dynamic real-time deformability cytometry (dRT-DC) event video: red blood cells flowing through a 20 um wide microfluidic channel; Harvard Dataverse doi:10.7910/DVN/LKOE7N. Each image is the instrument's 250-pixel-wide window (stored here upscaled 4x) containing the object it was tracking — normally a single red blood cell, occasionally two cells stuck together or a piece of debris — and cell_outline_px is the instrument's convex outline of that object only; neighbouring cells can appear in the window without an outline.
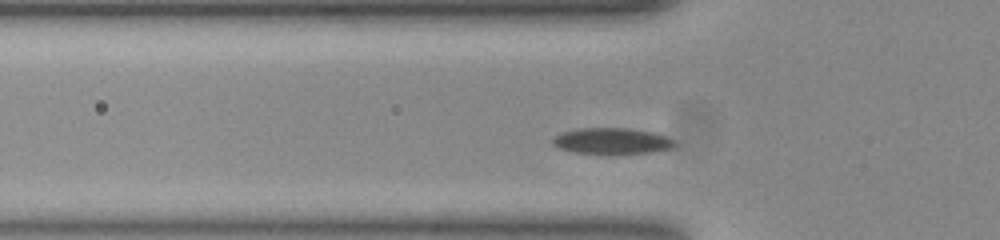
{"species": "common noctule bat (a hibernating species)", "species_latin": "Nyctalus noctula", "temperature_condition": "room temperature", "stored_images_in_passage": 45, "camera_frame_rate_fps": 3000, "um_per_image_px": 0.085, "animal": {"sex": "female", "body_mass_g": 23.0, "forearm_length_mm": 53.4}, "frame": {"image": 1, "passage_image": 7, "time_ms": 2.0, "image_size_px": [1000, 240], "cell_outline_px": [[676, 144], [672, 148], [652, 152], [616, 156], [608, 156], [576, 152], [560, 148], [552, 144], [552, 140], [560, 132], [576, 128], [628, 128], [652, 132], [664, 136], [672, 140]], "centroid_in_image_um": [51.99, 12.02], "position_along_channel_um": 73.8, "area_um2": 19.13}}
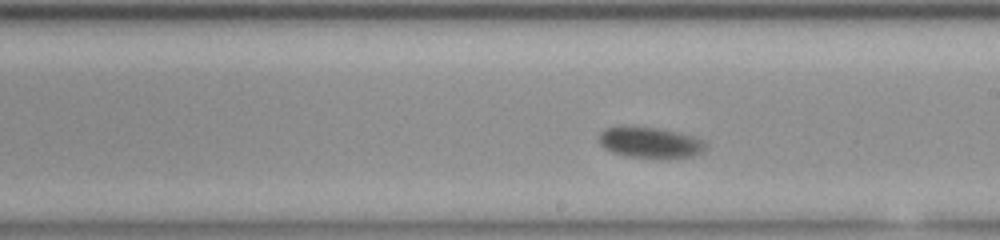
{"frame": {"image": 2, "passage_image": 20, "time_ms": 6.333, "image_size_px": [1000, 240], "cell_outline_px": [[708, 148], [692, 156], [668, 160], [628, 156], [612, 152], [604, 148], [600, 144], [596, 136], [604, 128], [656, 128], [680, 132], [696, 136], [704, 140], [708, 144]], "centroid_in_image_um": [55.33, 12.15], "position_along_channel_um": 233.7, "area_um2": 19.54}}
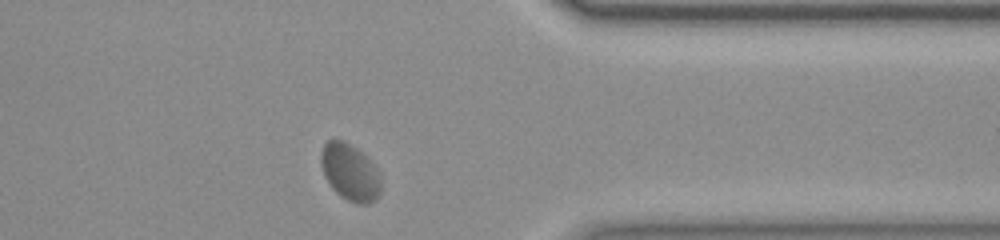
{"frame": {"image": 3, "passage_image": 33, "time_ms": 10.667, "image_size_px": [1000, 240], "cell_outline_px": [[380, 192], [376, 200], [368, 204], [356, 204], [340, 196], [332, 188], [324, 176], [320, 164], [320, 152], [324, 144], [328, 140], [340, 140], [356, 148], [380, 172]], "centroid_in_image_um": [29.73, 14.67], "position_along_channel_um": 381.7, "area_um2": 19.77}, "authors_computed_cell_mechanics": {"area_um2": 19.5364, "velocity_mm_per_s": 3.6962, "shape_relaxation_time_tau1_ms": 5.6558, "shape_relaxation_time_tau2_ms": null, "deformation_change_tau1": 0.0973, "deformation_change_tau2": null}}